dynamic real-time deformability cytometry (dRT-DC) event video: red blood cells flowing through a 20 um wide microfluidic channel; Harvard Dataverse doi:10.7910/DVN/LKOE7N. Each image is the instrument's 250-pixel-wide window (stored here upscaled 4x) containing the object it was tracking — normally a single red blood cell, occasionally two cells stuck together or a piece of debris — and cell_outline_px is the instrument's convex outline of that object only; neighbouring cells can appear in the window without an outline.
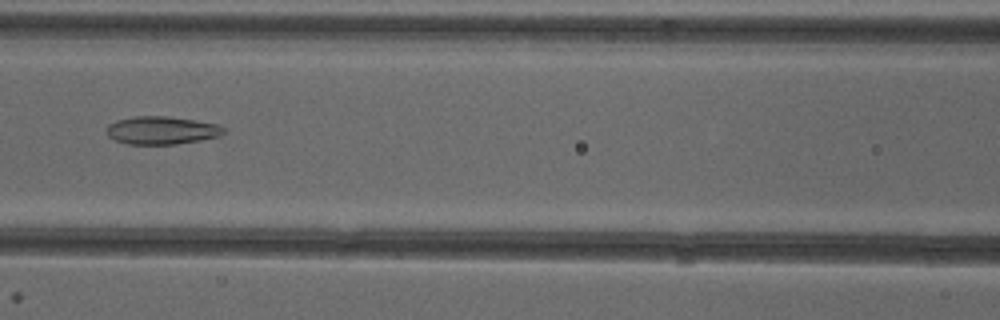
{"species": "common noctule bat (a hibernating species)", "species_latin": "Nyctalus noctula", "temperature_condition": "cold", "stored_images_in_passage": 43, "camera_frame_rate_fps": 3000, "um_per_image_px": 0.085, "animal": {"sex": "female"}, "frame": {"image": 1, "passage_image": 16, "time_ms": 5.0, "image_size_px": [1000, 320], "cell_outline_px": [[224, 132], [220, 136], [200, 140], [176, 144], [128, 144], [116, 140], [108, 136], [104, 132], [104, 128], [108, 124], [116, 120], [136, 116], [168, 116], [216, 124], [224, 128]], "centroid_in_image_um": [13.67, 11.08], "position_along_channel_um": 152.9, "area_um2": 19.07}}
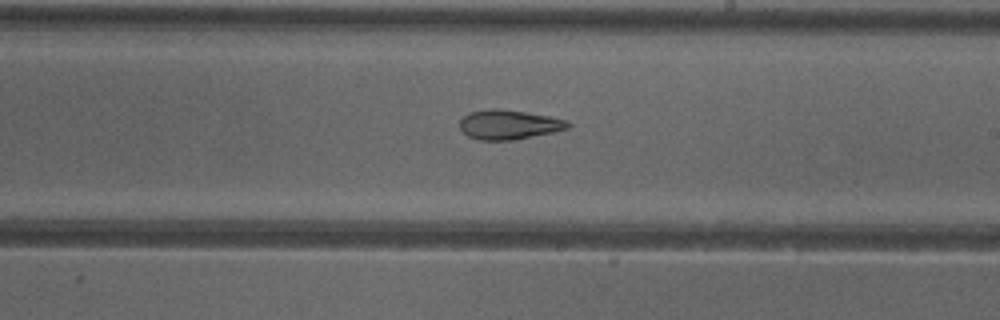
{"frame": {"image": 2, "passage_image": 23, "time_ms": 7.333, "image_size_px": [1000, 320], "cell_outline_px": [[572, 124], [568, 128], [552, 132], [512, 140], [480, 140], [468, 136], [460, 128], [460, 120], [464, 116], [472, 112], [492, 108], [496, 108], [524, 112], [548, 116], [568, 120]], "centroid_in_image_um": [43.26, 10.59], "position_along_channel_um": 245.7, "area_um2": 18.32}}
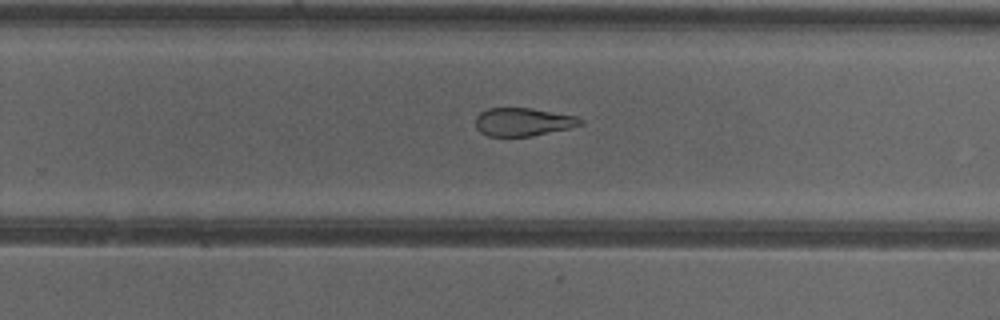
{"frame": {"image": 3, "passage_image": 26, "time_ms": 8.333, "image_size_px": [1000, 320], "cell_outline_px": [[584, 124], [568, 128], [532, 136], [488, 136], [480, 132], [476, 128], [476, 116], [480, 112], [488, 108], [532, 108], [576, 116], [584, 120]], "centroid_in_image_um": [44.45, 10.36], "position_along_channel_um": 285.3, "area_um2": 17.22}, "authors_computed_cell_mechanics": {"area_um2": 18.785, "velocity_mm_per_s": 3.9822, "shape_relaxation_time_tau1_ms": null, "shape_relaxation_time_tau2_ms": 3.8865, "deformation_change_tau1": null, "deformation_change_tau2": 0.1233}}